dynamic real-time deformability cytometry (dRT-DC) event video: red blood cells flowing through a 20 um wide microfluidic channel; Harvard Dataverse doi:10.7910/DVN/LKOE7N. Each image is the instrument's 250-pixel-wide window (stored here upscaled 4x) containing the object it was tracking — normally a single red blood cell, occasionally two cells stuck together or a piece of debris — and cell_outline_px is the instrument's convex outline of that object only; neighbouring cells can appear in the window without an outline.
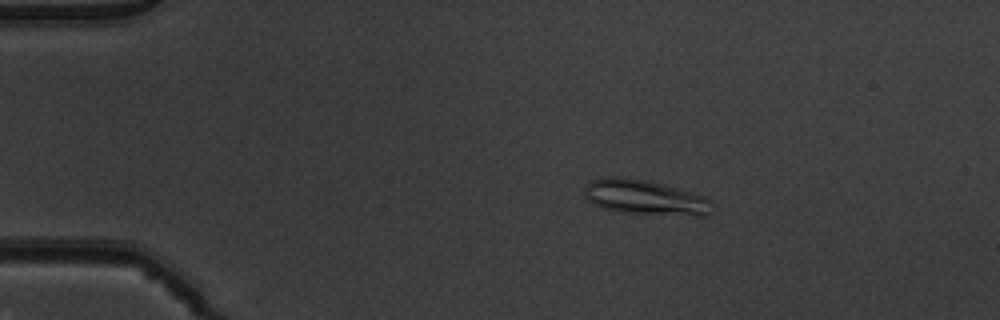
{"species": "common noctule bat (a hibernating species)", "species_latin": "Nyctalus noctula", "temperature_condition": "warm", "stored_images_in_passage": 51, "camera_frame_rate_fps": 3000, "um_per_image_px": 0.085, "animal": {"sex": "male", "body_mass_g": 19.5, "forearm_length_mm": 54.6}, "frame": {"image": 1, "passage_image": 9, "time_ms": 2.667, "image_size_px": [1000, 320], "cell_outline_px": [[712, 212], [704, 216], [696, 216], [620, 212], [604, 208], [592, 204], [584, 196], [584, 188], [592, 180], [608, 176], [616, 176], [648, 180], [704, 196], [708, 200]], "centroid_in_image_um": [54.78, 16.78], "position_along_channel_um": 30.2, "area_um2": 25.78}}
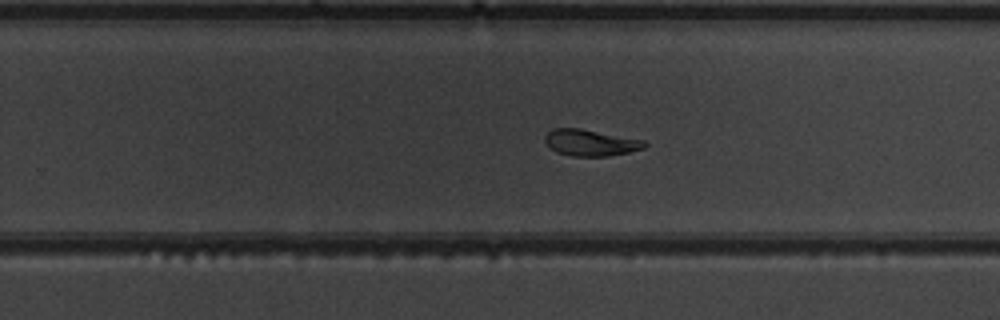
{"frame": {"image": 2, "passage_image": 33, "time_ms": 10.667, "image_size_px": [1000, 320], "cell_outline_px": [[648, 144], [644, 148], [628, 152], [608, 156], [572, 156], [556, 152], [544, 140], [544, 136], [552, 128], [580, 128], [644, 140]], "centroid_in_image_um": [50.19, 12.12], "position_along_channel_um": 279.6, "area_um2": 15.26}}
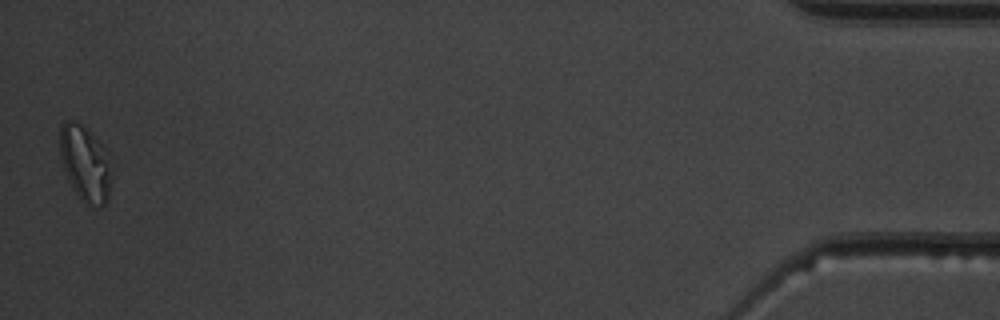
{"frame": {"image": 3, "passage_image": 51, "time_ms": 16.667, "image_size_px": [1000, 320], "cell_outline_px": [[112, 176], [108, 200], [104, 204], [84, 204], [80, 200], [64, 168], [60, 152], [60, 124], [64, 120], [72, 120], [80, 124], [92, 132], [108, 148]], "centroid_in_image_um": [7.28, 13.83], "position_along_channel_um": 427.9, "area_um2": 23.0}, "authors_computed_cell_mechanics": {"area_um2": 16.9354, "velocity_mm_per_s": 3.8909, "shape_relaxation_time_tau1_ms": null, "shape_relaxation_time_tau2_ms": 4.7584, "deformation_change_tau1": null, "deformation_change_tau2": 0.1104}}